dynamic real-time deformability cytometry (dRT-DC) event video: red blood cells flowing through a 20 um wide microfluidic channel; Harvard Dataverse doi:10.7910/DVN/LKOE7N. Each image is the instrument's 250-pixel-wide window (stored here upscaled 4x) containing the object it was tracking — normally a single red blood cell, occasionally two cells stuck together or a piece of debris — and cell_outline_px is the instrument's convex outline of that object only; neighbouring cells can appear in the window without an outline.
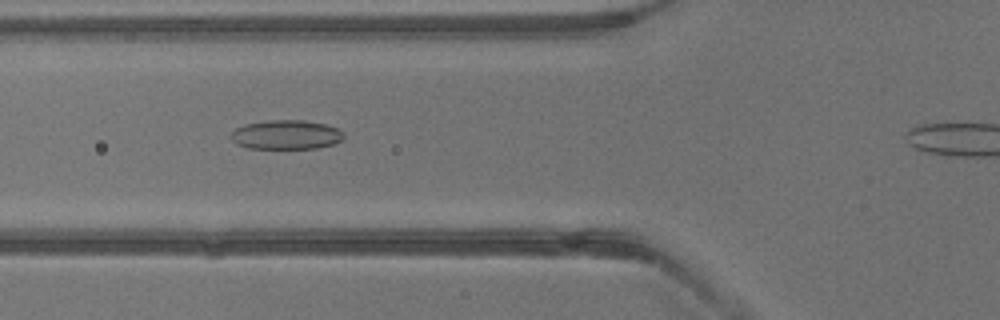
{"species": "common noctule bat (a hibernating species)", "species_latin": "Nyctalus noctula", "temperature_condition": "warm", "stored_images_in_passage": 31, "camera_frame_rate_fps": 3000, "um_per_image_px": 0.085, "animal": {"sex": "male", "body_mass_g": 13.3}, "frame": {"image": 1, "passage_image": 13, "time_ms": 4.0, "image_size_px": [1000, 320], "cell_outline_px": [[344, 136], [340, 140], [332, 144], [316, 148], [248, 148], [236, 144], [228, 136], [236, 128], [244, 124], [268, 120], [304, 120], [328, 124], [340, 128], [344, 132]], "centroid_in_image_um": [24.32, 11.43], "position_along_channel_um": 101.5, "area_um2": 19.42}}
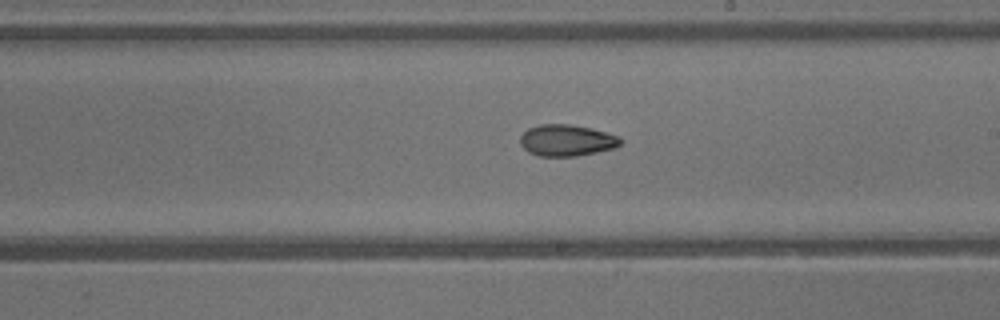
{"frame": {"image": 2, "passage_image": 21, "time_ms": 6.667, "image_size_px": [1000, 320], "cell_outline_px": [[624, 140], [616, 148], [576, 156], [536, 156], [528, 152], [520, 144], [520, 136], [528, 128], [540, 124], [568, 124], [592, 128], [620, 136]], "centroid_in_image_um": [48.18, 11.93], "position_along_channel_um": 240.8, "area_um2": 18.61}}
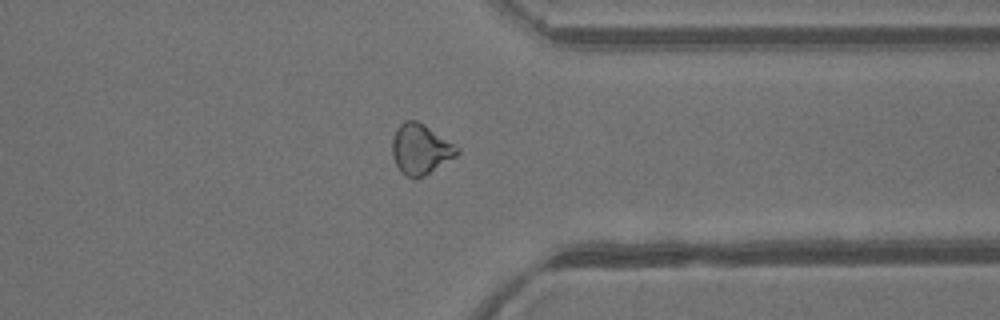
{"frame": {"image": 3, "passage_image": 29, "time_ms": 9.333, "image_size_px": [1000, 320], "cell_outline_px": [[460, 152], [456, 156], [424, 176], [416, 180], [412, 180], [400, 172], [392, 156], [392, 140], [396, 128], [404, 120], [416, 120], [424, 124], [456, 144], [460, 148]], "centroid_in_image_um": [35.74, 12.69], "position_along_channel_um": 375.7, "area_um2": 19.36}}